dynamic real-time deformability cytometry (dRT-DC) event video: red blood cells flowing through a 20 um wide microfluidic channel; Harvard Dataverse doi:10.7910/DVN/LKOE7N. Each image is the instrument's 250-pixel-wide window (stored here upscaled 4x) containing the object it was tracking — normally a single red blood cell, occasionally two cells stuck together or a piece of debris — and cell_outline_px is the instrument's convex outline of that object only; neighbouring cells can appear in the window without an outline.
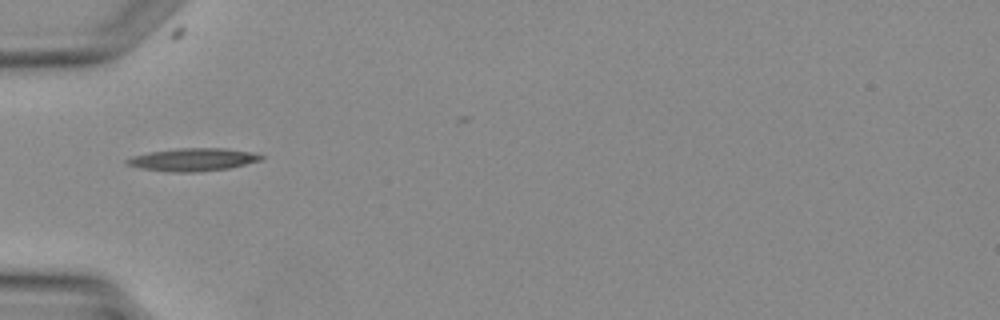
{"species": "Egyptian fruit bat (a non-hibernating species)", "species_latin": "Rousettus aegyptiacus", "temperature_condition": "warm", "stored_images_in_passage": 5, "camera_frame_rate_fps": 3000, "um_per_image_px": 0.085, "animal": {"sex": "female"}, "frame": {"image": 1, "passage_image": 4, "time_ms": 5.333, "image_size_px": [1000, 320], "cell_outline_px": [[264, 156], [260, 160], [228, 168], [192, 172], [168, 172], [140, 168], [124, 164], [124, 160], [132, 156], [152, 152], [180, 148], [224, 148], [252, 152]], "centroid_in_image_um": [16.34, 13.57], "position_along_channel_um": 68.7, "area_um2": 17.63}}
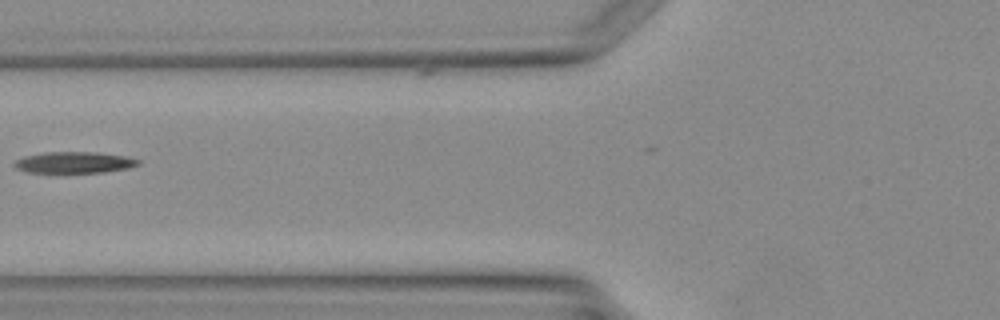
{"frame": {"image": 2, "passage_image": 5, "time_ms": 6.333, "image_size_px": [1000, 320], "cell_outline_px": [[140, 164], [128, 168], [104, 172], [24, 172], [16, 168], [12, 164], [16, 160], [24, 156], [44, 152], [96, 152], [124, 156], [140, 160]], "centroid_in_image_um": [6.28, 13.8], "position_along_channel_um": 119.5, "area_um2": 15.32}}